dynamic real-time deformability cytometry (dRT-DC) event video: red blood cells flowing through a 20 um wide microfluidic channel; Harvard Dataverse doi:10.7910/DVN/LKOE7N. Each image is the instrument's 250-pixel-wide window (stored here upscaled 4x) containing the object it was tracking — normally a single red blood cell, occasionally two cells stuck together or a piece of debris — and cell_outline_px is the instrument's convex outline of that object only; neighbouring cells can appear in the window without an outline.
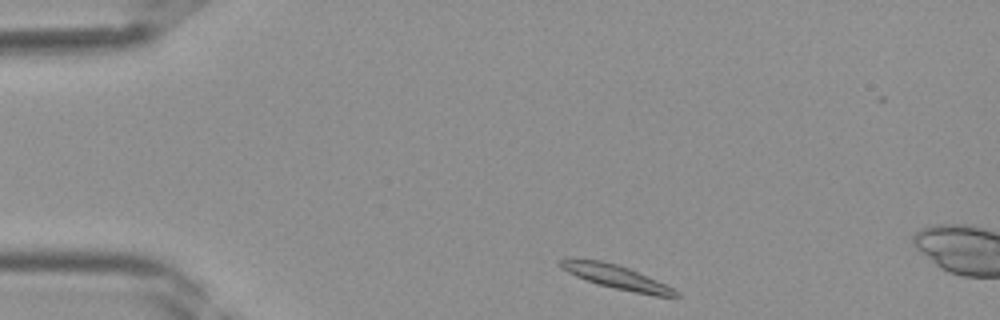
{"species": "Egyptian fruit bat (a non-hibernating species)", "species_latin": "Rousettus aegyptiacus", "temperature_condition": "room temperature", "stored_images_in_passage": 6, "camera_frame_rate_fps": 3000, "um_per_image_px": 0.085, "frame": {"image": 1, "passage_image": 2, "time_ms": 0.333, "image_size_px": [1000, 320], "cell_outline_px": [[680, 296], [656, 296], [616, 288], [600, 284], [576, 276], [560, 268], [560, 260], [568, 256], [600, 260], [616, 264], [628, 268], [656, 280], [680, 292]], "centroid_in_image_um": [52.31, 23.5], "position_along_channel_um": 32.7, "area_um2": 15.84}}